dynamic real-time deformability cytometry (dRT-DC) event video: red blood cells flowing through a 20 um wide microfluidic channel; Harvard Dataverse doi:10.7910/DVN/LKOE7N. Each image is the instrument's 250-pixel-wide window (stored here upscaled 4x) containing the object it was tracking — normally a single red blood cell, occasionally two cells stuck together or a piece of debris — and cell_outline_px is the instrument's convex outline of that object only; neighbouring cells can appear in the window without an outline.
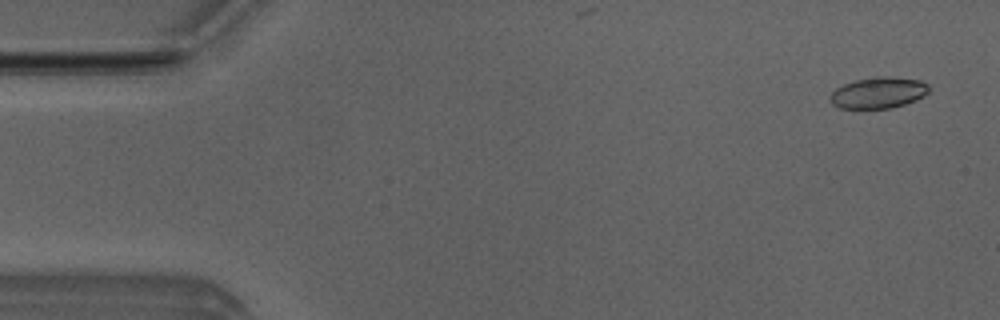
{"species": "Egyptian fruit bat (a non-hibernating species)", "species_latin": "Rousettus aegyptiacus", "temperature_condition": "room temperature", "stored_images_in_passage": 53, "camera_frame_rate_fps": 3000, "um_per_image_px": 0.085, "animal": {"sex": "male"}, "frame": {"image": 1, "passage_image": 3, "time_ms": 0.667, "image_size_px": [1000, 320], "cell_outline_px": [[928, 92], [924, 96], [916, 100], [892, 108], [840, 108], [832, 104], [832, 92], [836, 88], [844, 84], [856, 80], [876, 76], [892, 76], [920, 80], [928, 84]], "centroid_in_image_um": [74.7, 7.87], "position_along_channel_um": 10.3, "area_um2": 17.86}}
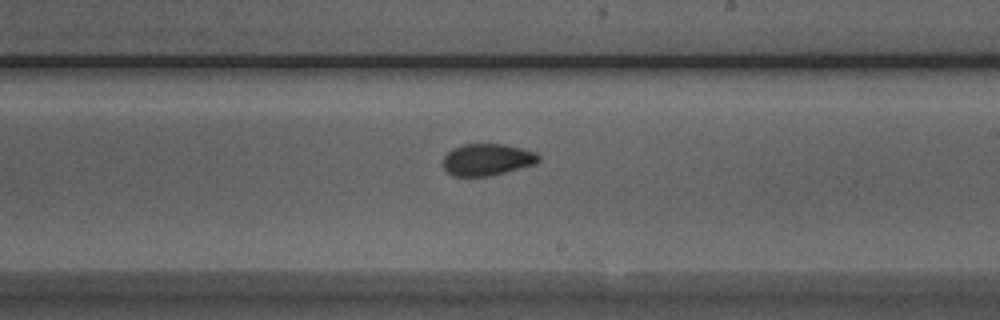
{"frame": {"image": 2, "passage_image": 31, "time_ms": 10.0, "image_size_px": [1000, 320], "cell_outline_px": [[540, 160], [536, 164], [488, 176], [452, 176], [444, 168], [444, 156], [452, 148], [464, 144], [504, 144], [524, 148], [536, 152], [540, 156]], "centroid_in_image_um": [41.44, 13.55], "position_along_channel_um": 247.6, "area_um2": 17.74}}
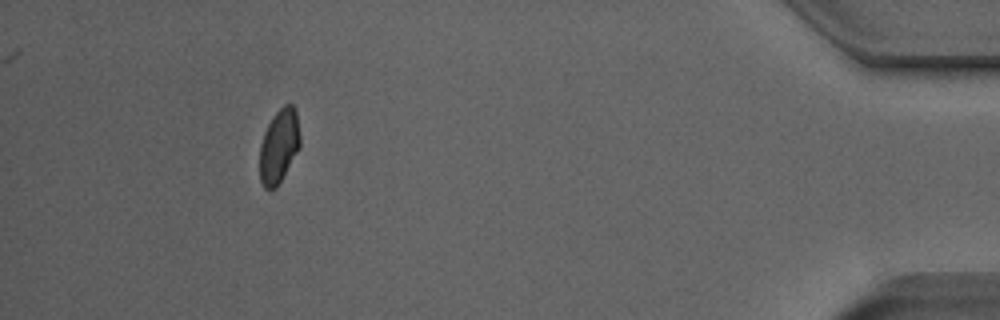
{"frame": {"image": 3, "passage_image": 49, "time_ms": 16.0, "image_size_px": [1000, 320], "cell_outline_px": [[300, 148], [276, 188], [264, 188], [260, 180], [260, 144], [264, 132], [268, 124], [276, 112], [284, 104], [292, 104], [296, 112], [300, 136]], "centroid_in_image_um": [23.72, 12.41], "position_along_channel_um": 411.5, "area_um2": 17.28}, "authors_computed_cell_mechanics": {"area_um2": 18.1492, "velocity_mm_per_s": 3.8465, "shape_relaxation_time_tau1_ms": 4.7484, "shape_relaxation_time_tau2_ms": 2.0169, "deformation_change_tau1": 0.1011, "deformation_change_tau2": 0.0468}}